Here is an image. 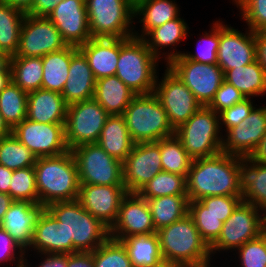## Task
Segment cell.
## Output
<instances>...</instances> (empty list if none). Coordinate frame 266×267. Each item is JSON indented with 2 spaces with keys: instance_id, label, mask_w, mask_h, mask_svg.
<instances>
[{
  "instance_id": "1",
  "label": "cell",
  "mask_w": 266,
  "mask_h": 267,
  "mask_svg": "<svg viewBox=\"0 0 266 267\" xmlns=\"http://www.w3.org/2000/svg\"><path fill=\"white\" fill-rule=\"evenodd\" d=\"M186 183L189 201L207 196H242L239 189V156L220 152L192 160Z\"/></svg>"
},
{
  "instance_id": "2",
  "label": "cell",
  "mask_w": 266,
  "mask_h": 267,
  "mask_svg": "<svg viewBox=\"0 0 266 267\" xmlns=\"http://www.w3.org/2000/svg\"><path fill=\"white\" fill-rule=\"evenodd\" d=\"M45 208L59 222L64 254L93 252L110 238V228L92 216L78 200L55 202Z\"/></svg>"
},
{
  "instance_id": "3",
  "label": "cell",
  "mask_w": 266,
  "mask_h": 267,
  "mask_svg": "<svg viewBox=\"0 0 266 267\" xmlns=\"http://www.w3.org/2000/svg\"><path fill=\"white\" fill-rule=\"evenodd\" d=\"M39 204L78 199L80 181L76 161L69 150L57 156L39 157L33 166Z\"/></svg>"
},
{
  "instance_id": "4",
  "label": "cell",
  "mask_w": 266,
  "mask_h": 267,
  "mask_svg": "<svg viewBox=\"0 0 266 267\" xmlns=\"http://www.w3.org/2000/svg\"><path fill=\"white\" fill-rule=\"evenodd\" d=\"M156 233L163 260L179 262L190 267H212L210 247L201 238L188 214Z\"/></svg>"
},
{
  "instance_id": "5",
  "label": "cell",
  "mask_w": 266,
  "mask_h": 267,
  "mask_svg": "<svg viewBox=\"0 0 266 267\" xmlns=\"http://www.w3.org/2000/svg\"><path fill=\"white\" fill-rule=\"evenodd\" d=\"M159 62L142 38H120L115 75L135 94H151L159 73Z\"/></svg>"
},
{
  "instance_id": "6",
  "label": "cell",
  "mask_w": 266,
  "mask_h": 267,
  "mask_svg": "<svg viewBox=\"0 0 266 267\" xmlns=\"http://www.w3.org/2000/svg\"><path fill=\"white\" fill-rule=\"evenodd\" d=\"M123 117L135 143L157 142L175 135L166 111L154 93L136 95Z\"/></svg>"
},
{
  "instance_id": "7",
  "label": "cell",
  "mask_w": 266,
  "mask_h": 267,
  "mask_svg": "<svg viewBox=\"0 0 266 267\" xmlns=\"http://www.w3.org/2000/svg\"><path fill=\"white\" fill-rule=\"evenodd\" d=\"M175 136L193 160L222 152L219 114L208 106H201L175 130Z\"/></svg>"
},
{
  "instance_id": "8",
  "label": "cell",
  "mask_w": 266,
  "mask_h": 267,
  "mask_svg": "<svg viewBox=\"0 0 266 267\" xmlns=\"http://www.w3.org/2000/svg\"><path fill=\"white\" fill-rule=\"evenodd\" d=\"M92 38H130L136 28L132 0H85Z\"/></svg>"
},
{
  "instance_id": "9",
  "label": "cell",
  "mask_w": 266,
  "mask_h": 267,
  "mask_svg": "<svg viewBox=\"0 0 266 267\" xmlns=\"http://www.w3.org/2000/svg\"><path fill=\"white\" fill-rule=\"evenodd\" d=\"M70 151L76 161L80 184L124 185L122 162L97 143L82 144Z\"/></svg>"
},
{
  "instance_id": "10",
  "label": "cell",
  "mask_w": 266,
  "mask_h": 267,
  "mask_svg": "<svg viewBox=\"0 0 266 267\" xmlns=\"http://www.w3.org/2000/svg\"><path fill=\"white\" fill-rule=\"evenodd\" d=\"M109 114L93 98L67 106L65 141L69 150L97 143Z\"/></svg>"
},
{
  "instance_id": "11",
  "label": "cell",
  "mask_w": 266,
  "mask_h": 267,
  "mask_svg": "<svg viewBox=\"0 0 266 267\" xmlns=\"http://www.w3.org/2000/svg\"><path fill=\"white\" fill-rule=\"evenodd\" d=\"M262 226V210L242 201L223 222L220 236L210 246L211 257L217 253L223 254L224 251H235L249 240L257 238Z\"/></svg>"
},
{
  "instance_id": "12",
  "label": "cell",
  "mask_w": 266,
  "mask_h": 267,
  "mask_svg": "<svg viewBox=\"0 0 266 267\" xmlns=\"http://www.w3.org/2000/svg\"><path fill=\"white\" fill-rule=\"evenodd\" d=\"M194 94L202 106H208L225 80L217 64H205L186 59L183 55L166 65Z\"/></svg>"
},
{
  "instance_id": "13",
  "label": "cell",
  "mask_w": 266,
  "mask_h": 267,
  "mask_svg": "<svg viewBox=\"0 0 266 267\" xmlns=\"http://www.w3.org/2000/svg\"><path fill=\"white\" fill-rule=\"evenodd\" d=\"M162 77L157 75L154 94L161 102L168 120L176 130L202 105L185 84L165 65Z\"/></svg>"
},
{
  "instance_id": "14",
  "label": "cell",
  "mask_w": 266,
  "mask_h": 267,
  "mask_svg": "<svg viewBox=\"0 0 266 267\" xmlns=\"http://www.w3.org/2000/svg\"><path fill=\"white\" fill-rule=\"evenodd\" d=\"M12 134L37 158L69 151L65 141V123H39L26 118L12 129Z\"/></svg>"
},
{
  "instance_id": "15",
  "label": "cell",
  "mask_w": 266,
  "mask_h": 267,
  "mask_svg": "<svg viewBox=\"0 0 266 267\" xmlns=\"http://www.w3.org/2000/svg\"><path fill=\"white\" fill-rule=\"evenodd\" d=\"M66 46L60 32L47 17L26 14L20 31L18 50L10 57H43Z\"/></svg>"
},
{
  "instance_id": "16",
  "label": "cell",
  "mask_w": 266,
  "mask_h": 267,
  "mask_svg": "<svg viewBox=\"0 0 266 267\" xmlns=\"http://www.w3.org/2000/svg\"><path fill=\"white\" fill-rule=\"evenodd\" d=\"M123 183L128 193H137L162 170L160 140L135 143L122 162Z\"/></svg>"
},
{
  "instance_id": "17",
  "label": "cell",
  "mask_w": 266,
  "mask_h": 267,
  "mask_svg": "<svg viewBox=\"0 0 266 267\" xmlns=\"http://www.w3.org/2000/svg\"><path fill=\"white\" fill-rule=\"evenodd\" d=\"M239 31L220 20V40L217 65L224 74L233 68L251 64L257 60L255 34L249 28Z\"/></svg>"
},
{
  "instance_id": "18",
  "label": "cell",
  "mask_w": 266,
  "mask_h": 267,
  "mask_svg": "<svg viewBox=\"0 0 266 267\" xmlns=\"http://www.w3.org/2000/svg\"><path fill=\"white\" fill-rule=\"evenodd\" d=\"M153 233L156 230L146 199L138 193H128L123 198L117 219L110 228V238L119 241L130 236Z\"/></svg>"
},
{
  "instance_id": "19",
  "label": "cell",
  "mask_w": 266,
  "mask_h": 267,
  "mask_svg": "<svg viewBox=\"0 0 266 267\" xmlns=\"http://www.w3.org/2000/svg\"><path fill=\"white\" fill-rule=\"evenodd\" d=\"M127 194L124 185L80 184L77 200L92 216L111 228Z\"/></svg>"
},
{
  "instance_id": "20",
  "label": "cell",
  "mask_w": 266,
  "mask_h": 267,
  "mask_svg": "<svg viewBox=\"0 0 266 267\" xmlns=\"http://www.w3.org/2000/svg\"><path fill=\"white\" fill-rule=\"evenodd\" d=\"M265 133L266 106L255 107L244 123L228 129L223 134L222 152L243 158L250 157Z\"/></svg>"
},
{
  "instance_id": "21",
  "label": "cell",
  "mask_w": 266,
  "mask_h": 267,
  "mask_svg": "<svg viewBox=\"0 0 266 267\" xmlns=\"http://www.w3.org/2000/svg\"><path fill=\"white\" fill-rule=\"evenodd\" d=\"M47 18L67 45L79 47L92 38L85 0H62Z\"/></svg>"
},
{
  "instance_id": "22",
  "label": "cell",
  "mask_w": 266,
  "mask_h": 267,
  "mask_svg": "<svg viewBox=\"0 0 266 267\" xmlns=\"http://www.w3.org/2000/svg\"><path fill=\"white\" fill-rule=\"evenodd\" d=\"M44 207L26 201H14L4 215L1 228L26 252L31 245L37 219Z\"/></svg>"
},
{
  "instance_id": "23",
  "label": "cell",
  "mask_w": 266,
  "mask_h": 267,
  "mask_svg": "<svg viewBox=\"0 0 266 267\" xmlns=\"http://www.w3.org/2000/svg\"><path fill=\"white\" fill-rule=\"evenodd\" d=\"M188 33L190 34L189 26L185 19L179 16L176 19L152 29L143 40L152 54L159 61L164 59L166 62L165 64L167 65L172 59L183 54V52L178 51L176 47L180 45L181 41H184V39L186 40L189 35ZM165 48L169 50L165 51ZM161 50L165 52H162Z\"/></svg>"
},
{
  "instance_id": "24",
  "label": "cell",
  "mask_w": 266,
  "mask_h": 267,
  "mask_svg": "<svg viewBox=\"0 0 266 267\" xmlns=\"http://www.w3.org/2000/svg\"><path fill=\"white\" fill-rule=\"evenodd\" d=\"M96 79L84 54L78 47L72 46V58L69 76L61 95L67 105L92 99Z\"/></svg>"
},
{
  "instance_id": "25",
  "label": "cell",
  "mask_w": 266,
  "mask_h": 267,
  "mask_svg": "<svg viewBox=\"0 0 266 267\" xmlns=\"http://www.w3.org/2000/svg\"><path fill=\"white\" fill-rule=\"evenodd\" d=\"M96 80L115 75L120 54V38H91L78 47Z\"/></svg>"
},
{
  "instance_id": "26",
  "label": "cell",
  "mask_w": 266,
  "mask_h": 267,
  "mask_svg": "<svg viewBox=\"0 0 266 267\" xmlns=\"http://www.w3.org/2000/svg\"><path fill=\"white\" fill-rule=\"evenodd\" d=\"M180 13L175 0H136L134 20H139L137 23H140L142 28L138 31L134 29V37L143 39L152 29L176 19Z\"/></svg>"
},
{
  "instance_id": "27",
  "label": "cell",
  "mask_w": 266,
  "mask_h": 267,
  "mask_svg": "<svg viewBox=\"0 0 266 267\" xmlns=\"http://www.w3.org/2000/svg\"><path fill=\"white\" fill-rule=\"evenodd\" d=\"M67 104L60 93L38 89L28 92L27 119L39 123H65Z\"/></svg>"
},
{
  "instance_id": "28",
  "label": "cell",
  "mask_w": 266,
  "mask_h": 267,
  "mask_svg": "<svg viewBox=\"0 0 266 267\" xmlns=\"http://www.w3.org/2000/svg\"><path fill=\"white\" fill-rule=\"evenodd\" d=\"M239 189L243 202L266 208V165L239 156Z\"/></svg>"
},
{
  "instance_id": "29",
  "label": "cell",
  "mask_w": 266,
  "mask_h": 267,
  "mask_svg": "<svg viewBox=\"0 0 266 267\" xmlns=\"http://www.w3.org/2000/svg\"><path fill=\"white\" fill-rule=\"evenodd\" d=\"M136 95L116 75H111L96 80L93 99L109 115H123Z\"/></svg>"
},
{
  "instance_id": "30",
  "label": "cell",
  "mask_w": 266,
  "mask_h": 267,
  "mask_svg": "<svg viewBox=\"0 0 266 267\" xmlns=\"http://www.w3.org/2000/svg\"><path fill=\"white\" fill-rule=\"evenodd\" d=\"M97 144L110 156L123 162L132 151L135 142L129 135L123 115H109Z\"/></svg>"
},
{
  "instance_id": "31",
  "label": "cell",
  "mask_w": 266,
  "mask_h": 267,
  "mask_svg": "<svg viewBox=\"0 0 266 267\" xmlns=\"http://www.w3.org/2000/svg\"><path fill=\"white\" fill-rule=\"evenodd\" d=\"M28 251L64 254L61 227L56 218L46 208L43 209L37 219L30 248L25 253H28Z\"/></svg>"
},
{
  "instance_id": "32",
  "label": "cell",
  "mask_w": 266,
  "mask_h": 267,
  "mask_svg": "<svg viewBox=\"0 0 266 267\" xmlns=\"http://www.w3.org/2000/svg\"><path fill=\"white\" fill-rule=\"evenodd\" d=\"M224 76L225 81L238 89L245 98L266 95V72L258 60L228 70Z\"/></svg>"
},
{
  "instance_id": "33",
  "label": "cell",
  "mask_w": 266,
  "mask_h": 267,
  "mask_svg": "<svg viewBox=\"0 0 266 267\" xmlns=\"http://www.w3.org/2000/svg\"><path fill=\"white\" fill-rule=\"evenodd\" d=\"M72 58V46L51 52L42 57L43 78L42 89L62 93L69 76V66Z\"/></svg>"
},
{
  "instance_id": "34",
  "label": "cell",
  "mask_w": 266,
  "mask_h": 267,
  "mask_svg": "<svg viewBox=\"0 0 266 267\" xmlns=\"http://www.w3.org/2000/svg\"><path fill=\"white\" fill-rule=\"evenodd\" d=\"M133 267H154L163 261L157 233L130 236L119 240Z\"/></svg>"
},
{
  "instance_id": "35",
  "label": "cell",
  "mask_w": 266,
  "mask_h": 267,
  "mask_svg": "<svg viewBox=\"0 0 266 267\" xmlns=\"http://www.w3.org/2000/svg\"><path fill=\"white\" fill-rule=\"evenodd\" d=\"M155 230L169 226L188 214L189 200L187 195H165L153 199H146Z\"/></svg>"
},
{
  "instance_id": "36",
  "label": "cell",
  "mask_w": 266,
  "mask_h": 267,
  "mask_svg": "<svg viewBox=\"0 0 266 267\" xmlns=\"http://www.w3.org/2000/svg\"><path fill=\"white\" fill-rule=\"evenodd\" d=\"M11 81L28 92L42 89V57H9Z\"/></svg>"
},
{
  "instance_id": "37",
  "label": "cell",
  "mask_w": 266,
  "mask_h": 267,
  "mask_svg": "<svg viewBox=\"0 0 266 267\" xmlns=\"http://www.w3.org/2000/svg\"><path fill=\"white\" fill-rule=\"evenodd\" d=\"M25 13L0 0V51L16 54Z\"/></svg>"
},
{
  "instance_id": "38",
  "label": "cell",
  "mask_w": 266,
  "mask_h": 267,
  "mask_svg": "<svg viewBox=\"0 0 266 267\" xmlns=\"http://www.w3.org/2000/svg\"><path fill=\"white\" fill-rule=\"evenodd\" d=\"M27 98L28 93L12 81L0 93V113L11 129L27 118Z\"/></svg>"
},
{
  "instance_id": "39",
  "label": "cell",
  "mask_w": 266,
  "mask_h": 267,
  "mask_svg": "<svg viewBox=\"0 0 266 267\" xmlns=\"http://www.w3.org/2000/svg\"><path fill=\"white\" fill-rule=\"evenodd\" d=\"M160 154L163 171L187 178L193 159L175 135L160 140Z\"/></svg>"
},
{
  "instance_id": "40",
  "label": "cell",
  "mask_w": 266,
  "mask_h": 267,
  "mask_svg": "<svg viewBox=\"0 0 266 267\" xmlns=\"http://www.w3.org/2000/svg\"><path fill=\"white\" fill-rule=\"evenodd\" d=\"M137 193L144 199H153L165 195H187L186 177L161 171Z\"/></svg>"
},
{
  "instance_id": "41",
  "label": "cell",
  "mask_w": 266,
  "mask_h": 267,
  "mask_svg": "<svg viewBox=\"0 0 266 267\" xmlns=\"http://www.w3.org/2000/svg\"><path fill=\"white\" fill-rule=\"evenodd\" d=\"M37 157L13 134L0 141V164L8 169L33 167Z\"/></svg>"
},
{
  "instance_id": "42",
  "label": "cell",
  "mask_w": 266,
  "mask_h": 267,
  "mask_svg": "<svg viewBox=\"0 0 266 267\" xmlns=\"http://www.w3.org/2000/svg\"><path fill=\"white\" fill-rule=\"evenodd\" d=\"M188 215L193 219L201 238L210 247L221 234L223 226L221 218L203 213V204L199 200L189 201Z\"/></svg>"
},
{
  "instance_id": "43",
  "label": "cell",
  "mask_w": 266,
  "mask_h": 267,
  "mask_svg": "<svg viewBox=\"0 0 266 267\" xmlns=\"http://www.w3.org/2000/svg\"><path fill=\"white\" fill-rule=\"evenodd\" d=\"M9 195L14 201L39 204L34 167L13 170Z\"/></svg>"
},
{
  "instance_id": "44",
  "label": "cell",
  "mask_w": 266,
  "mask_h": 267,
  "mask_svg": "<svg viewBox=\"0 0 266 267\" xmlns=\"http://www.w3.org/2000/svg\"><path fill=\"white\" fill-rule=\"evenodd\" d=\"M220 19L213 21L210 31H204L200 35L196 45V52H184L183 56L188 60H193L205 64H217L218 47L220 40ZM202 36V37H201Z\"/></svg>"
},
{
  "instance_id": "45",
  "label": "cell",
  "mask_w": 266,
  "mask_h": 267,
  "mask_svg": "<svg viewBox=\"0 0 266 267\" xmlns=\"http://www.w3.org/2000/svg\"><path fill=\"white\" fill-rule=\"evenodd\" d=\"M95 267H133L124 245L109 238L93 252Z\"/></svg>"
},
{
  "instance_id": "46",
  "label": "cell",
  "mask_w": 266,
  "mask_h": 267,
  "mask_svg": "<svg viewBox=\"0 0 266 267\" xmlns=\"http://www.w3.org/2000/svg\"><path fill=\"white\" fill-rule=\"evenodd\" d=\"M232 3L250 30L266 31V0H232Z\"/></svg>"
},
{
  "instance_id": "47",
  "label": "cell",
  "mask_w": 266,
  "mask_h": 267,
  "mask_svg": "<svg viewBox=\"0 0 266 267\" xmlns=\"http://www.w3.org/2000/svg\"><path fill=\"white\" fill-rule=\"evenodd\" d=\"M235 253H238V267H266V243L261 235L237 248Z\"/></svg>"
},
{
  "instance_id": "48",
  "label": "cell",
  "mask_w": 266,
  "mask_h": 267,
  "mask_svg": "<svg viewBox=\"0 0 266 267\" xmlns=\"http://www.w3.org/2000/svg\"><path fill=\"white\" fill-rule=\"evenodd\" d=\"M203 204V213H210L225 222L243 201L242 196H207L199 200Z\"/></svg>"
},
{
  "instance_id": "49",
  "label": "cell",
  "mask_w": 266,
  "mask_h": 267,
  "mask_svg": "<svg viewBox=\"0 0 266 267\" xmlns=\"http://www.w3.org/2000/svg\"><path fill=\"white\" fill-rule=\"evenodd\" d=\"M253 101V98H246L242 102L236 103L218 113L222 134L224 131L226 132L228 129L244 123L250 112L257 106Z\"/></svg>"
},
{
  "instance_id": "50",
  "label": "cell",
  "mask_w": 266,
  "mask_h": 267,
  "mask_svg": "<svg viewBox=\"0 0 266 267\" xmlns=\"http://www.w3.org/2000/svg\"><path fill=\"white\" fill-rule=\"evenodd\" d=\"M25 252L17 245L12 237L0 227V267H22ZM10 263V264H8Z\"/></svg>"
},
{
  "instance_id": "51",
  "label": "cell",
  "mask_w": 266,
  "mask_h": 267,
  "mask_svg": "<svg viewBox=\"0 0 266 267\" xmlns=\"http://www.w3.org/2000/svg\"><path fill=\"white\" fill-rule=\"evenodd\" d=\"M244 99L246 98L238 89L224 80L208 107L219 113Z\"/></svg>"
},
{
  "instance_id": "52",
  "label": "cell",
  "mask_w": 266,
  "mask_h": 267,
  "mask_svg": "<svg viewBox=\"0 0 266 267\" xmlns=\"http://www.w3.org/2000/svg\"><path fill=\"white\" fill-rule=\"evenodd\" d=\"M41 261L35 267H67V254L60 253H36ZM27 255V256H26ZM29 253L25 254L22 267H33L27 259ZM29 261V262H28ZM30 263V264H29Z\"/></svg>"
},
{
  "instance_id": "53",
  "label": "cell",
  "mask_w": 266,
  "mask_h": 267,
  "mask_svg": "<svg viewBox=\"0 0 266 267\" xmlns=\"http://www.w3.org/2000/svg\"><path fill=\"white\" fill-rule=\"evenodd\" d=\"M62 0H34L32 9L27 13L36 17H48Z\"/></svg>"
},
{
  "instance_id": "54",
  "label": "cell",
  "mask_w": 266,
  "mask_h": 267,
  "mask_svg": "<svg viewBox=\"0 0 266 267\" xmlns=\"http://www.w3.org/2000/svg\"><path fill=\"white\" fill-rule=\"evenodd\" d=\"M67 267H95L92 252L67 254Z\"/></svg>"
},
{
  "instance_id": "55",
  "label": "cell",
  "mask_w": 266,
  "mask_h": 267,
  "mask_svg": "<svg viewBox=\"0 0 266 267\" xmlns=\"http://www.w3.org/2000/svg\"><path fill=\"white\" fill-rule=\"evenodd\" d=\"M256 41L257 60L266 72V31L254 32Z\"/></svg>"
},
{
  "instance_id": "56",
  "label": "cell",
  "mask_w": 266,
  "mask_h": 267,
  "mask_svg": "<svg viewBox=\"0 0 266 267\" xmlns=\"http://www.w3.org/2000/svg\"><path fill=\"white\" fill-rule=\"evenodd\" d=\"M13 170L8 169L0 164V193L9 195V187L12 178Z\"/></svg>"
},
{
  "instance_id": "57",
  "label": "cell",
  "mask_w": 266,
  "mask_h": 267,
  "mask_svg": "<svg viewBox=\"0 0 266 267\" xmlns=\"http://www.w3.org/2000/svg\"><path fill=\"white\" fill-rule=\"evenodd\" d=\"M250 158L258 163L266 165V133L263 135L259 145Z\"/></svg>"
},
{
  "instance_id": "58",
  "label": "cell",
  "mask_w": 266,
  "mask_h": 267,
  "mask_svg": "<svg viewBox=\"0 0 266 267\" xmlns=\"http://www.w3.org/2000/svg\"><path fill=\"white\" fill-rule=\"evenodd\" d=\"M15 9L27 14L33 6L34 0H1Z\"/></svg>"
},
{
  "instance_id": "59",
  "label": "cell",
  "mask_w": 266,
  "mask_h": 267,
  "mask_svg": "<svg viewBox=\"0 0 266 267\" xmlns=\"http://www.w3.org/2000/svg\"><path fill=\"white\" fill-rule=\"evenodd\" d=\"M13 202L14 200L10 195L6 193H0V226L2 224L4 215Z\"/></svg>"
},
{
  "instance_id": "60",
  "label": "cell",
  "mask_w": 266,
  "mask_h": 267,
  "mask_svg": "<svg viewBox=\"0 0 266 267\" xmlns=\"http://www.w3.org/2000/svg\"><path fill=\"white\" fill-rule=\"evenodd\" d=\"M11 82L9 61L0 69V93Z\"/></svg>"
},
{
  "instance_id": "61",
  "label": "cell",
  "mask_w": 266,
  "mask_h": 267,
  "mask_svg": "<svg viewBox=\"0 0 266 267\" xmlns=\"http://www.w3.org/2000/svg\"><path fill=\"white\" fill-rule=\"evenodd\" d=\"M11 134L12 129L8 126V124L5 122L4 118L0 113V136L3 138Z\"/></svg>"
},
{
  "instance_id": "62",
  "label": "cell",
  "mask_w": 266,
  "mask_h": 267,
  "mask_svg": "<svg viewBox=\"0 0 266 267\" xmlns=\"http://www.w3.org/2000/svg\"><path fill=\"white\" fill-rule=\"evenodd\" d=\"M154 267H190V266L179 263V262H172V261L163 260L162 262H160L158 265H156Z\"/></svg>"
},
{
  "instance_id": "63",
  "label": "cell",
  "mask_w": 266,
  "mask_h": 267,
  "mask_svg": "<svg viewBox=\"0 0 266 267\" xmlns=\"http://www.w3.org/2000/svg\"><path fill=\"white\" fill-rule=\"evenodd\" d=\"M9 61V57L3 52L0 51V69Z\"/></svg>"
},
{
  "instance_id": "64",
  "label": "cell",
  "mask_w": 266,
  "mask_h": 267,
  "mask_svg": "<svg viewBox=\"0 0 266 267\" xmlns=\"http://www.w3.org/2000/svg\"><path fill=\"white\" fill-rule=\"evenodd\" d=\"M260 235L262 236L263 240H264L265 243H266V226H262Z\"/></svg>"
},
{
  "instance_id": "65",
  "label": "cell",
  "mask_w": 266,
  "mask_h": 267,
  "mask_svg": "<svg viewBox=\"0 0 266 267\" xmlns=\"http://www.w3.org/2000/svg\"><path fill=\"white\" fill-rule=\"evenodd\" d=\"M263 226H266V208L262 210Z\"/></svg>"
}]
</instances>
